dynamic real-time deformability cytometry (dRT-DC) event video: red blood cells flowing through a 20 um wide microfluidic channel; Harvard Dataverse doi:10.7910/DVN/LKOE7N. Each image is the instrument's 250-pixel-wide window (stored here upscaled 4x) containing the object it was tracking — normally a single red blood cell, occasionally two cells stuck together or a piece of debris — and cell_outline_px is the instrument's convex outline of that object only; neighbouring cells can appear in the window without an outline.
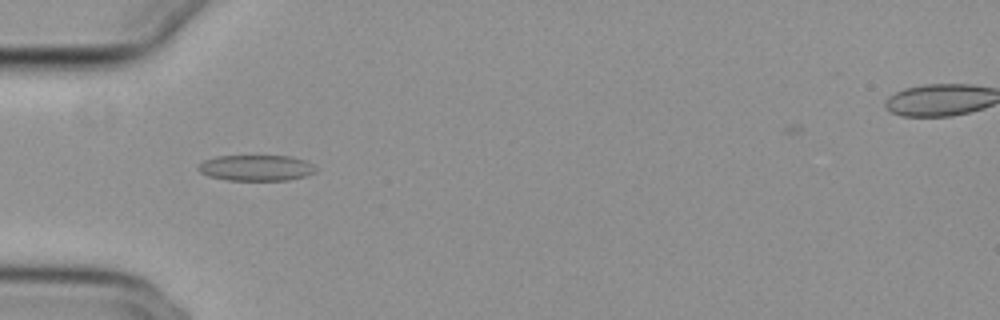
{"species": "common noctule bat (a hibernating species)", "species_latin": "Nyctalus noctula", "temperature_condition": "cold", "stored_images_in_passage": 35, "camera_frame_rate_fps": 3000, "um_per_image_px": 0.085, "animal": {"sex": "female", "body_mass_g": 29.2, "forearm_length_mm": 56.3}, "frame": {"image": 1, "passage_image": 2, "time_ms": 0.333, "image_size_px": [1000, 320], "cell_outline_px": [[316, 172], [304, 176], [288, 180], [228, 180], [208, 176], [200, 172], [196, 168], [196, 164], [204, 160], [216, 156], [288, 156], [304, 160], [312, 164], [316, 168]], "centroid_in_image_um": [21.72, 14.27], "position_along_channel_um": 63.3, "area_um2": 17.74}}
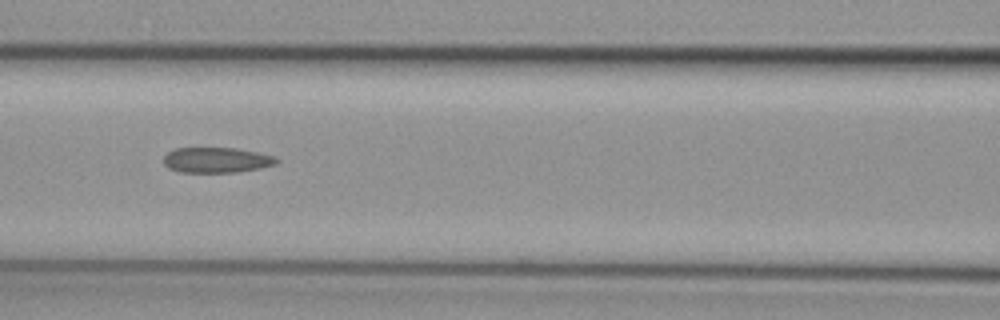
{"frame": {"image": 2, "passage_image": 9, "time_ms": 2.667, "image_size_px": [1000, 320], "cell_outline_px": [[280, 160], [276, 164], [260, 168], [236, 172], [180, 172], [168, 168], [164, 164], [164, 156], [168, 152], [176, 148], [236, 148], [256, 152], [272, 156]], "centroid_in_image_um": [18.39, 13.6], "position_along_channel_um": 148.2, "area_um2": 16.59}}
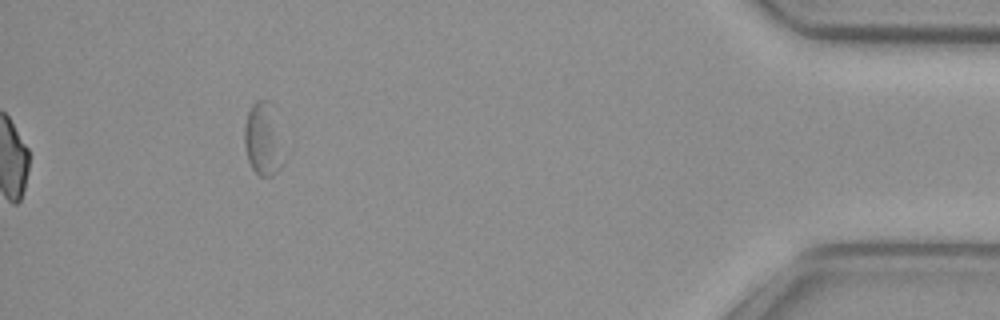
{"frame": {"image": 3, "passage_image": 35, "time_ms": 11.333, "image_size_px": [1000, 320], "cell_outline_px": [[280, 168], [272, 176], [260, 176], [252, 168], [248, 160], [244, 144], [244, 124], [248, 112], [252, 104], [256, 100], [268, 100]], "centroid_in_image_um": [22.18, 11.88], "position_along_channel_um": 413.0, "area_um2": 14.51}, "authors_computed_cell_mechanics": {"area_um2": 17.4556, "velocity_mm_per_s": 3.7427, "shape_relaxation_time_tau1_ms": null, "shape_relaxation_time_tau2_ms": 4.2551, "deformation_change_tau1": null, "deformation_change_tau2": 0.0965}}